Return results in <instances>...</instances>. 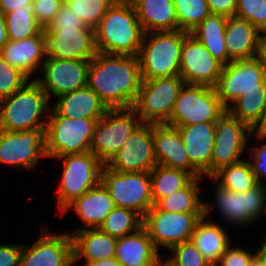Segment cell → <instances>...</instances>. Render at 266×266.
Wrapping results in <instances>:
<instances>
[{"label":"cell","instance_id":"1","mask_svg":"<svg viewBox=\"0 0 266 266\" xmlns=\"http://www.w3.org/2000/svg\"><path fill=\"white\" fill-rule=\"evenodd\" d=\"M141 82L138 56L97 52L90 60L87 86L108 109L133 107Z\"/></svg>","mask_w":266,"mask_h":266},{"label":"cell","instance_id":"2","mask_svg":"<svg viewBox=\"0 0 266 266\" xmlns=\"http://www.w3.org/2000/svg\"><path fill=\"white\" fill-rule=\"evenodd\" d=\"M99 53L138 56L144 31L129 0H116L94 28Z\"/></svg>","mask_w":266,"mask_h":266},{"label":"cell","instance_id":"3","mask_svg":"<svg viewBox=\"0 0 266 266\" xmlns=\"http://www.w3.org/2000/svg\"><path fill=\"white\" fill-rule=\"evenodd\" d=\"M189 34L183 30L144 33L138 54L141 78L179 76L181 50Z\"/></svg>","mask_w":266,"mask_h":266},{"label":"cell","instance_id":"4","mask_svg":"<svg viewBox=\"0 0 266 266\" xmlns=\"http://www.w3.org/2000/svg\"><path fill=\"white\" fill-rule=\"evenodd\" d=\"M49 99L35 80H30L11 96L0 99V130L45 129Z\"/></svg>","mask_w":266,"mask_h":266},{"label":"cell","instance_id":"5","mask_svg":"<svg viewBox=\"0 0 266 266\" xmlns=\"http://www.w3.org/2000/svg\"><path fill=\"white\" fill-rule=\"evenodd\" d=\"M45 128L46 156L58 158L90 151L97 119H70L51 109Z\"/></svg>","mask_w":266,"mask_h":266},{"label":"cell","instance_id":"6","mask_svg":"<svg viewBox=\"0 0 266 266\" xmlns=\"http://www.w3.org/2000/svg\"><path fill=\"white\" fill-rule=\"evenodd\" d=\"M226 112L227 108L217 97L214 87L185 84L166 125L179 127L217 122Z\"/></svg>","mask_w":266,"mask_h":266},{"label":"cell","instance_id":"7","mask_svg":"<svg viewBox=\"0 0 266 266\" xmlns=\"http://www.w3.org/2000/svg\"><path fill=\"white\" fill-rule=\"evenodd\" d=\"M185 84L180 76L142 79L132 108L143 123L166 124Z\"/></svg>","mask_w":266,"mask_h":266},{"label":"cell","instance_id":"8","mask_svg":"<svg viewBox=\"0 0 266 266\" xmlns=\"http://www.w3.org/2000/svg\"><path fill=\"white\" fill-rule=\"evenodd\" d=\"M141 123L132 107L108 109L97 121L90 152L105 165Z\"/></svg>","mask_w":266,"mask_h":266},{"label":"cell","instance_id":"9","mask_svg":"<svg viewBox=\"0 0 266 266\" xmlns=\"http://www.w3.org/2000/svg\"><path fill=\"white\" fill-rule=\"evenodd\" d=\"M101 183L116 207L133 210L142 218L154 205L149 172H117L104 165Z\"/></svg>","mask_w":266,"mask_h":266},{"label":"cell","instance_id":"10","mask_svg":"<svg viewBox=\"0 0 266 266\" xmlns=\"http://www.w3.org/2000/svg\"><path fill=\"white\" fill-rule=\"evenodd\" d=\"M57 159L64 161L57 203L58 209L62 212L73 200L101 182L104 164L90 151L61 156Z\"/></svg>","mask_w":266,"mask_h":266},{"label":"cell","instance_id":"11","mask_svg":"<svg viewBox=\"0 0 266 266\" xmlns=\"http://www.w3.org/2000/svg\"><path fill=\"white\" fill-rule=\"evenodd\" d=\"M204 213H176L160 210L153 205L143 217L142 226L147 231L154 246L171 247L191 240L197 223Z\"/></svg>","mask_w":266,"mask_h":266},{"label":"cell","instance_id":"12","mask_svg":"<svg viewBox=\"0 0 266 266\" xmlns=\"http://www.w3.org/2000/svg\"><path fill=\"white\" fill-rule=\"evenodd\" d=\"M214 89L227 108L236 98L248 91L266 90V69L257 57L232 61L223 66ZM229 102L231 104H228Z\"/></svg>","mask_w":266,"mask_h":266},{"label":"cell","instance_id":"13","mask_svg":"<svg viewBox=\"0 0 266 266\" xmlns=\"http://www.w3.org/2000/svg\"><path fill=\"white\" fill-rule=\"evenodd\" d=\"M215 204L219 213L234 225H249L266 214V185L258 183L245 192H235L217 183Z\"/></svg>","mask_w":266,"mask_h":266},{"label":"cell","instance_id":"14","mask_svg":"<svg viewBox=\"0 0 266 266\" xmlns=\"http://www.w3.org/2000/svg\"><path fill=\"white\" fill-rule=\"evenodd\" d=\"M253 130L226 112L215 124L211 177L221 168L239 163Z\"/></svg>","mask_w":266,"mask_h":266},{"label":"cell","instance_id":"15","mask_svg":"<svg viewBox=\"0 0 266 266\" xmlns=\"http://www.w3.org/2000/svg\"><path fill=\"white\" fill-rule=\"evenodd\" d=\"M157 164L153 124L142 122L105 166L117 172H150Z\"/></svg>","mask_w":266,"mask_h":266},{"label":"cell","instance_id":"16","mask_svg":"<svg viewBox=\"0 0 266 266\" xmlns=\"http://www.w3.org/2000/svg\"><path fill=\"white\" fill-rule=\"evenodd\" d=\"M90 61L56 59L45 57L42 64V78L34 79L48 99L59 97L87 86V72Z\"/></svg>","mask_w":266,"mask_h":266},{"label":"cell","instance_id":"17","mask_svg":"<svg viewBox=\"0 0 266 266\" xmlns=\"http://www.w3.org/2000/svg\"><path fill=\"white\" fill-rule=\"evenodd\" d=\"M45 152V129L0 130V163L30 169Z\"/></svg>","mask_w":266,"mask_h":266},{"label":"cell","instance_id":"18","mask_svg":"<svg viewBox=\"0 0 266 266\" xmlns=\"http://www.w3.org/2000/svg\"><path fill=\"white\" fill-rule=\"evenodd\" d=\"M46 57L92 60L97 53L94 28H45Z\"/></svg>","mask_w":266,"mask_h":266},{"label":"cell","instance_id":"19","mask_svg":"<svg viewBox=\"0 0 266 266\" xmlns=\"http://www.w3.org/2000/svg\"><path fill=\"white\" fill-rule=\"evenodd\" d=\"M223 66L192 34L184 39L180 55L179 76L186 84L214 87L222 73Z\"/></svg>","mask_w":266,"mask_h":266},{"label":"cell","instance_id":"20","mask_svg":"<svg viewBox=\"0 0 266 266\" xmlns=\"http://www.w3.org/2000/svg\"><path fill=\"white\" fill-rule=\"evenodd\" d=\"M32 246L22 245L19 266H72L73 244L70 234L55 235L48 226Z\"/></svg>","mask_w":266,"mask_h":266},{"label":"cell","instance_id":"21","mask_svg":"<svg viewBox=\"0 0 266 266\" xmlns=\"http://www.w3.org/2000/svg\"><path fill=\"white\" fill-rule=\"evenodd\" d=\"M153 140L154 154L158 164L184 170L194 178L203 177L190 163L182 137L176 127L153 124Z\"/></svg>","mask_w":266,"mask_h":266},{"label":"cell","instance_id":"22","mask_svg":"<svg viewBox=\"0 0 266 266\" xmlns=\"http://www.w3.org/2000/svg\"><path fill=\"white\" fill-rule=\"evenodd\" d=\"M216 122L176 127L182 137L190 163L205 177H211V159Z\"/></svg>","mask_w":266,"mask_h":266},{"label":"cell","instance_id":"23","mask_svg":"<svg viewBox=\"0 0 266 266\" xmlns=\"http://www.w3.org/2000/svg\"><path fill=\"white\" fill-rule=\"evenodd\" d=\"M261 32L249 21L237 16L227 17L225 44L227 64L256 58Z\"/></svg>","mask_w":266,"mask_h":266},{"label":"cell","instance_id":"24","mask_svg":"<svg viewBox=\"0 0 266 266\" xmlns=\"http://www.w3.org/2000/svg\"><path fill=\"white\" fill-rule=\"evenodd\" d=\"M0 56L28 78L42 66L46 56V36L44 30L36 36L8 42L0 49ZM41 64V65H40Z\"/></svg>","mask_w":266,"mask_h":266},{"label":"cell","instance_id":"25","mask_svg":"<svg viewBox=\"0 0 266 266\" xmlns=\"http://www.w3.org/2000/svg\"><path fill=\"white\" fill-rule=\"evenodd\" d=\"M115 207L108 190L100 182L81 197L73 200L61 213L63 215L69 209H73L84 222L85 227L99 228Z\"/></svg>","mask_w":266,"mask_h":266},{"label":"cell","instance_id":"26","mask_svg":"<svg viewBox=\"0 0 266 266\" xmlns=\"http://www.w3.org/2000/svg\"><path fill=\"white\" fill-rule=\"evenodd\" d=\"M73 264L82 257L87 262H95L115 257L118 238L110 236L100 228H79L72 233Z\"/></svg>","mask_w":266,"mask_h":266},{"label":"cell","instance_id":"27","mask_svg":"<svg viewBox=\"0 0 266 266\" xmlns=\"http://www.w3.org/2000/svg\"><path fill=\"white\" fill-rule=\"evenodd\" d=\"M115 258L121 266H154L160 259L143 226L134 233L118 238Z\"/></svg>","mask_w":266,"mask_h":266},{"label":"cell","instance_id":"28","mask_svg":"<svg viewBox=\"0 0 266 266\" xmlns=\"http://www.w3.org/2000/svg\"><path fill=\"white\" fill-rule=\"evenodd\" d=\"M53 110L62 117L99 120L108 110L99 96L88 86L57 97Z\"/></svg>","mask_w":266,"mask_h":266},{"label":"cell","instance_id":"29","mask_svg":"<svg viewBox=\"0 0 266 266\" xmlns=\"http://www.w3.org/2000/svg\"><path fill=\"white\" fill-rule=\"evenodd\" d=\"M144 33L178 30L173 0H129Z\"/></svg>","mask_w":266,"mask_h":266},{"label":"cell","instance_id":"30","mask_svg":"<svg viewBox=\"0 0 266 266\" xmlns=\"http://www.w3.org/2000/svg\"><path fill=\"white\" fill-rule=\"evenodd\" d=\"M191 240L213 266L230 246L229 237L224 228L205 220V217L197 223Z\"/></svg>","mask_w":266,"mask_h":266},{"label":"cell","instance_id":"31","mask_svg":"<svg viewBox=\"0 0 266 266\" xmlns=\"http://www.w3.org/2000/svg\"><path fill=\"white\" fill-rule=\"evenodd\" d=\"M226 23V16L210 14L190 32L223 65H227L225 44Z\"/></svg>","mask_w":266,"mask_h":266},{"label":"cell","instance_id":"32","mask_svg":"<svg viewBox=\"0 0 266 266\" xmlns=\"http://www.w3.org/2000/svg\"><path fill=\"white\" fill-rule=\"evenodd\" d=\"M202 178H194L186 187L160 199L155 205L160 210L167 212L204 213V217L206 218L212 205L210 206L208 203H204L199 197V181Z\"/></svg>","mask_w":266,"mask_h":266},{"label":"cell","instance_id":"33","mask_svg":"<svg viewBox=\"0 0 266 266\" xmlns=\"http://www.w3.org/2000/svg\"><path fill=\"white\" fill-rule=\"evenodd\" d=\"M153 204L186 187L194 177L181 169L157 164L150 172Z\"/></svg>","mask_w":266,"mask_h":266},{"label":"cell","instance_id":"34","mask_svg":"<svg viewBox=\"0 0 266 266\" xmlns=\"http://www.w3.org/2000/svg\"><path fill=\"white\" fill-rule=\"evenodd\" d=\"M232 103L227 107V112L253 130L261 121L266 108V90L248 91Z\"/></svg>","mask_w":266,"mask_h":266},{"label":"cell","instance_id":"35","mask_svg":"<svg viewBox=\"0 0 266 266\" xmlns=\"http://www.w3.org/2000/svg\"><path fill=\"white\" fill-rule=\"evenodd\" d=\"M8 40L19 41L36 36L44 29L34 15L32 5L4 14Z\"/></svg>","mask_w":266,"mask_h":266},{"label":"cell","instance_id":"36","mask_svg":"<svg viewBox=\"0 0 266 266\" xmlns=\"http://www.w3.org/2000/svg\"><path fill=\"white\" fill-rule=\"evenodd\" d=\"M210 179L219 181L218 184L223 188L235 192H245L258 184L249 161L223 167Z\"/></svg>","mask_w":266,"mask_h":266},{"label":"cell","instance_id":"37","mask_svg":"<svg viewBox=\"0 0 266 266\" xmlns=\"http://www.w3.org/2000/svg\"><path fill=\"white\" fill-rule=\"evenodd\" d=\"M143 218L133 210L115 207L99 227L115 238L127 236L142 227Z\"/></svg>","mask_w":266,"mask_h":266},{"label":"cell","instance_id":"38","mask_svg":"<svg viewBox=\"0 0 266 266\" xmlns=\"http://www.w3.org/2000/svg\"><path fill=\"white\" fill-rule=\"evenodd\" d=\"M178 30L191 32L211 14L206 0H173Z\"/></svg>","mask_w":266,"mask_h":266},{"label":"cell","instance_id":"39","mask_svg":"<svg viewBox=\"0 0 266 266\" xmlns=\"http://www.w3.org/2000/svg\"><path fill=\"white\" fill-rule=\"evenodd\" d=\"M116 0H64L86 26L95 28Z\"/></svg>","mask_w":266,"mask_h":266},{"label":"cell","instance_id":"40","mask_svg":"<svg viewBox=\"0 0 266 266\" xmlns=\"http://www.w3.org/2000/svg\"><path fill=\"white\" fill-rule=\"evenodd\" d=\"M173 256L167 259L173 266H213L199 251L192 240L171 247Z\"/></svg>","mask_w":266,"mask_h":266},{"label":"cell","instance_id":"41","mask_svg":"<svg viewBox=\"0 0 266 266\" xmlns=\"http://www.w3.org/2000/svg\"><path fill=\"white\" fill-rule=\"evenodd\" d=\"M235 16L249 21L260 32H266V0H237Z\"/></svg>","mask_w":266,"mask_h":266},{"label":"cell","instance_id":"42","mask_svg":"<svg viewBox=\"0 0 266 266\" xmlns=\"http://www.w3.org/2000/svg\"><path fill=\"white\" fill-rule=\"evenodd\" d=\"M29 78L0 56V99L11 96L22 88Z\"/></svg>","mask_w":266,"mask_h":266},{"label":"cell","instance_id":"43","mask_svg":"<svg viewBox=\"0 0 266 266\" xmlns=\"http://www.w3.org/2000/svg\"><path fill=\"white\" fill-rule=\"evenodd\" d=\"M63 2L64 0H32L35 18L43 29L49 26Z\"/></svg>","mask_w":266,"mask_h":266},{"label":"cell","instance_id":"44","mask_svg":"<svg viewBox=\"0 0 266 266\" xmlns=\"http://www.w3.org/2000/svg\"><path fill=\"white\" fill-rule=\"evenodd\" d=\"M86 25L65 2L46 28H85Z\"/></svg>","mask_w":266,"mask_h":266},{"label":"cell","instance_id":"45","mask_svg":"<svg viewBox=\"0 0 266 266\" xmlns=\"http://www.w3.org/2000/svg\"><path fill=\"white\" fill-rule=\"evenodd\" d=\"M254 256L255 253L229 246L214 266H249Z\"/></svg>","mask_w":266,"mask_h":266},{"label":"cell","instance_id":"46","mask_svg":"<svg viewBox=\"0 0 266 266\" xmlns=\"http://www.w3.org/2000/svg\"><path fill=\"white\" fill-rule=\"evenodd\" d=\"M251 154H254V156H251L254 162H249L252 172L257 182L262 184L264 183L261 181L262 177L266 176V143L259 147H252Z\"/></svg>","mask_w":266,"mask_h":266},{"label":"cell","instance_id":"47","mask_svg":"<svg viewBox=\"0 0 266 266\" xmlns=\"http://www.w3.org/2000/svg\"><path fill=\"white\" fill-rule=\"evenodd\" d=\"M22 245L0 243V266H19Z\"/></svg>","mask_w":266,"mask_h":266},{"label":"cell","instance_id":"48","mask_svg":"<svg viewBox=\"0 0 266 266\" xmlns=\"http://www.w3.org/2000/svg\"><path fill=\"white\" fill-rule=\"evenodd\" d=\"M211 14H220L226 17L235 16L237 0H206Z\"/></svg>","mask_w":266,"mask_h":266},{"label":"cell","instance_id":"49","mask_svg":"<svg viewBox=\"0 0 266 266\" xmlns=\"http://www.w3.org/2000/svg\"><path fill=\"white\" fill-rule=\"evenodd\" d=\"M26 5H32V0H0V10L4 14L15 9L25 8Z\"/></svg>","mask_w":266,"mask_h":266},{"label":"cell","instance_id":"50","mask_svg":"<svg viewBox=\"0 0 266 266\" xmlns=\"http://www.w3.org/2000/svg\"><path fill=\"white\" fill-rule=\"evenodd\" d=\"M253 134L256 135L257 139L264 140L266 138V108L259 124L253 129Z\"/></svg>","mask_w":266,"mask_h":266},{"label":"cell","instance_id":"51","mask_svg":"<svg viewBox=\"0 0 266 266\" xmlns=\"http://www.w3.org/2000/svg\"><path fill=\"white\" fill-rule=\"evenodd\" d=\"M257 58L262 62L263 66L266 69V32H263V34H261L260 36Z\"/></svg>","mask_w":266,"mask_h":266},{"label":"cell","instance_id":"52","mask_svg":"<svg viewBox=\"0 0 266 266\" xmlns=\"http://www.w3.org/2000/svg\"><path fill=\"white\" fill-rule=\"evenodd\" d=\"M8 42L4 13L0 10V49Z\"/></svg>","mask_w":266,"mask_h":266},{"label":"cell","instance_id":"53","mask_svg":"<svg viewBox=\"0 0 266 266\" xmlns=\"http://www.w3.org/2000/svg\"><path fill=\"white\" fill-rule=\"evenodd\" d=\"M84 266H121L115 257L105 258L95 262H85Z\"/></svg>","mask_w":266,"mask_h":266},{"label":"cell","instance_id":"54","mask_svg":"<svg viewBox=\"0 0 266 266\" xmlns=\"http://www.w3.org/2000/svg\"><path fill=\"white\" fill-rule=\"evenodd\" d=\"M255 256L260 260L262 266H266V241L264 239Z\"/></svg>","mask_w":266,"mask_h":266},{"label":"cell","instance_id":"55","mask_svg":"<svg viewBox=\"0 0 266 266\" xmlns=\"http://www.w3.org/2000/svg\"><path fill=\"white\" fill-rule=\"evenodd\" d=\"M154 266H173L168 260L159 259Z\"/></svg>","mask_w":266,"mask_h":266},{"label":"cell","instance_id":"56","mask_svg":"<svg viewBox=\"0 0 266 266\" xmlns=\"http://www.w3.org/2000/svg\"><path fill=\"white\" fill-rule=\"evenodd\" d=\"M249 266H262L260 260L254 256Z\"/></svg>","mask_w":266,"mask_h":266}]
</instances>
